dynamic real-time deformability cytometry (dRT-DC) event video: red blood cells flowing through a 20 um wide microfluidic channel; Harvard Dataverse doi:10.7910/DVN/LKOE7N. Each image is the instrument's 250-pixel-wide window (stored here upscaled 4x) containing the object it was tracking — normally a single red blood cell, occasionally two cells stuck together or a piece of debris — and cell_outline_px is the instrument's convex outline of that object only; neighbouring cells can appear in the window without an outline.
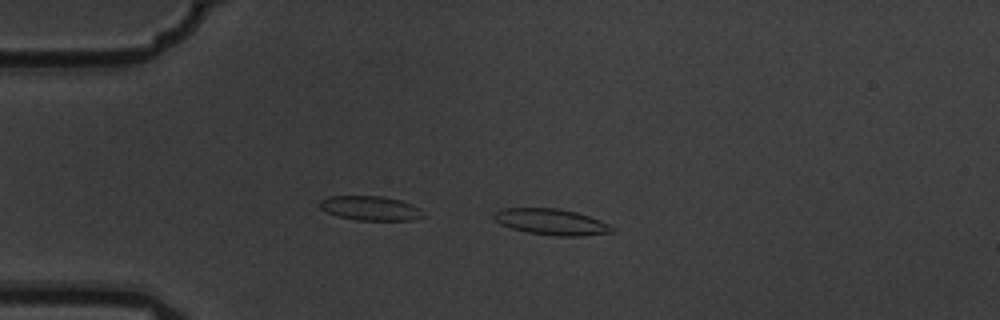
{"species": "common noctule bat (a hibernating species)", "species_latin": "Nyctalus noctula", "temperature_condition": "warm", "stored_images_in_passage": 2, "camera_frame_rate_fps": 3000, "um_per_image_px": 0.085, "animal": {"sex": "male", "body_mass_g": 19.5, "forearm_length_mm": 54.6}, "frame": {"image": 1, "passage_image": 1, "time_ms": 0.0, "image_size_px": [1000, 320], "cell_outline_px": [[616, 232], [580, 236], [556, 236], [528, 232], [512, 228], [500, 224], [492, 216], [496, 212], [504, 208], [556, 208], [576, 212], [600, 220], [616, 228]], "centroid_in_image_um": [46.91, 18.86], "position_along_channel_um": 38.1, "area_um2": 17.86}}